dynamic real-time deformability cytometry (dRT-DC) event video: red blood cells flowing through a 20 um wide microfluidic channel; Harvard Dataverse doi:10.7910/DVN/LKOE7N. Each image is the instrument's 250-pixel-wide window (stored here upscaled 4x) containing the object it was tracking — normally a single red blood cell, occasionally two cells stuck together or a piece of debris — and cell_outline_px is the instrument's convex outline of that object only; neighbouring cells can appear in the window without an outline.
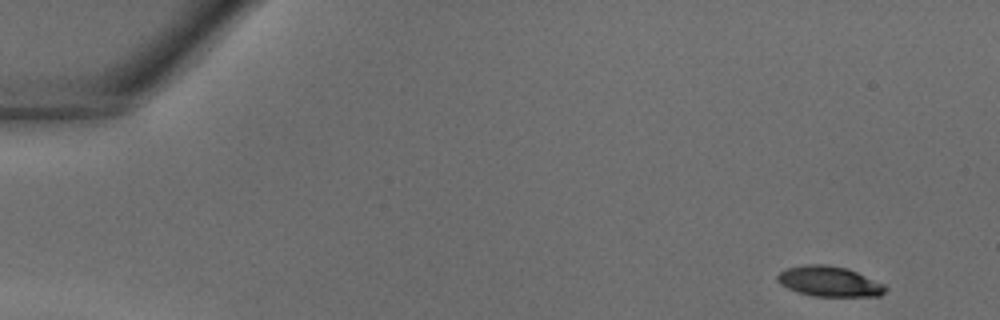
{"species": "common noctule bat (a hibernating species)", "species_latin": "Nyctalus noctula", "temperature_condition": "warm", "stored_images_in_passage": 37, "camera_frame_rate_fps": 3000, "um_per_image_px": 0.085, "animal": {"sex": "male", "body_mass_g": 18.8}, "frame": {"image": 1, "passage_image": 1, "time_ms": 0.0, "image_size_px": [1000, 320], "cell_outline_px": [[888, 288], [880, 296], [812, 296], [796, 292], [780, 284], [776, 280], [776, 276], [784, 268], [804, 264], [824, 264], [848, 268], [884, 284]], "centroid_in_image_um": [70.45, 23.91], "position_along_channel_um": 14.5, "area_um2": 19.25}}
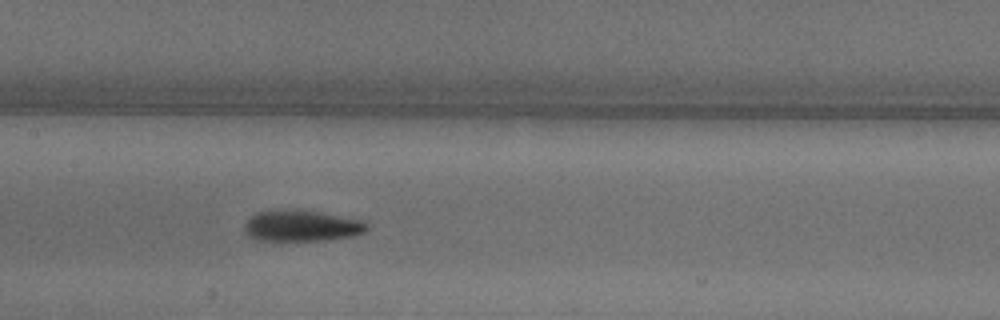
{"frame": {"image": 2, "passage_image": 18, "time_ms": 5.667, "image_size_px": [1000, 320], "cell_outline_px": [[368, 228], [364, 232], [352, 236], [324, 240], [256, 240], [248, 236], [244, 228], [244, 224], [256, 212], [276, 208], [288, 208], [320, 212], [364, 220], [368, 224]], "centroid_in_image_um": [25.62, 19.16], "position_along_channel_um": 181.8, "area_um2": 22.54}}
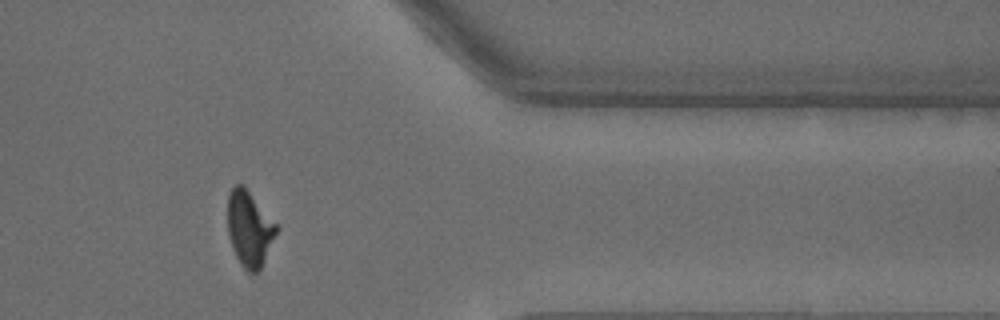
{"frame": {"image": 3, "passage_image": 31, "time_ms": 10.0, "image_size_px": [1000, 320], "cell_outline_px": [[280, 228], [260, 268], [256, 272], [248, 272], [240, 264], [232, 248], [228, 236], [228, 192], [236, 184], [244, 184]], "centroid_in_image_um": [21.2, 19.41], "position_along_channel_um": 390.2, "area_um2": 21.56}}